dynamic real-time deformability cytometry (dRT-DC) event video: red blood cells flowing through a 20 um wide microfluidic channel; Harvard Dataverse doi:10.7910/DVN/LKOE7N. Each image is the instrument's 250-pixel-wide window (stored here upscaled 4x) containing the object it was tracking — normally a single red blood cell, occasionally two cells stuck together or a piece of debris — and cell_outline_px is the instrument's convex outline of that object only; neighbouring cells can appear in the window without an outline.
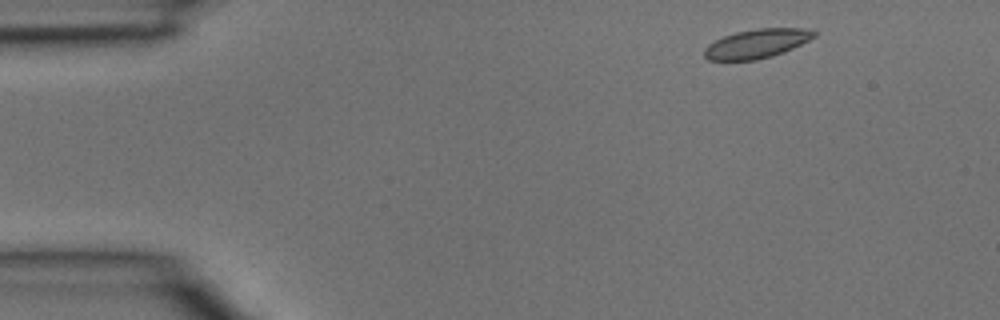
{"species": "common noctule bat (a hibernating species)", "species_latin": "Nyctalus noctula", "temperature_condition": "room temperature", "stored_images_in_passage": 3, "camera_frame_rate_fps": 3000, "um_per_image_px": 0.085, "animal": {"sex": "male", "body_mass_g": 15.6}, "frame": {"image": 1, "passage_image": 1, "time_ms": 0.0, "image_size_px": [1000, 320], "cell_outline_px": [[816, 36], [784, 52], [772, 56], [756, 60], [708, 60], [704, 56], [704, 48], [708, 44], [724, 36], [736, 32], [756, 28], [804, 28], [816, 32]], "centroid_in_image_um": [64.31, 3.71], "position_along_channel_um": 20.7, "area_um2": 18.5}}
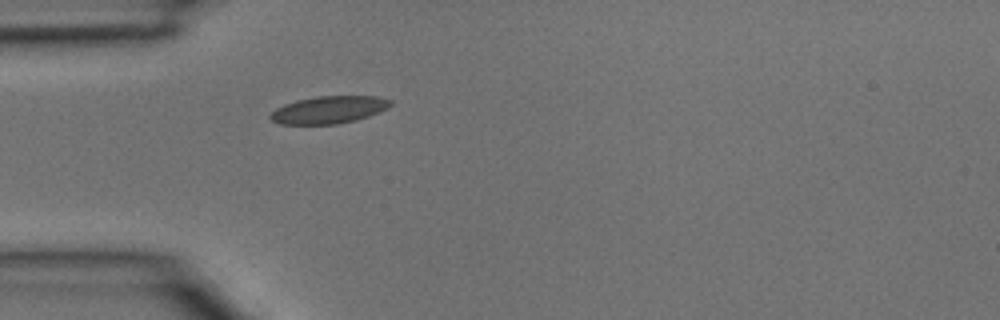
{"frame": {"image": 2, "passage_image": 3, "time_ms": 0.667, "image_size_px": [1000, 320], "cell_outline_px": [[392, 104], [388, 108], [368, 116], [356, 120], [336, 124], [280, 124], [272, 120], [268, 116], [276, 108], [284, 104], [296, 100], [316, 96], [376, 96], [392, 100]], "centroid_in_image_um": [27.95, 9.32], "position_along_channel_um": 57.1, "area_um2": 19.19}}